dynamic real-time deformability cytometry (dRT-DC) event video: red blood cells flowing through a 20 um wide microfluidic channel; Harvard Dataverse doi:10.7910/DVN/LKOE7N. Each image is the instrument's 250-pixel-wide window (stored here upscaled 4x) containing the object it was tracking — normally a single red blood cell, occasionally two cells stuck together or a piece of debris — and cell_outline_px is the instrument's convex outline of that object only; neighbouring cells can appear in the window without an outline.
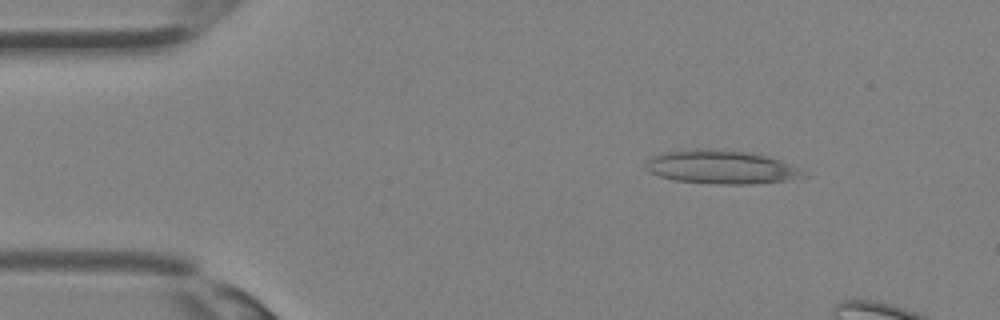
{"species": "Egyptian fruit bat (a non-hibernating species)", "species_latin": "Rousettus aegyptiacus", "temperature_condition": "room temperature", "stored_images_in_passage": 10, "camera_frame_rate_fps": 3000, "um_per_image_px": 0.085, "animal": {"sex": "female"}, "frame": {"image": 1, "passage_image": 5, "time_ms": 1.333, "image_size_px": [1000, 320], "cell_outline_px": [[808, 176], [784, 180], [752, 184], [712, 184], [676, 180], [660, 176], [648, 172], [648, 160], [652, 156], [660, 152], [696, 148], [708, 148], [748, 152], [768, 156], [780, 160], [800, 168]], "centroid_in_image_um": [61.3, 14.19], "position_along_channel_um": 23.7, "area_um2": 30.87}}